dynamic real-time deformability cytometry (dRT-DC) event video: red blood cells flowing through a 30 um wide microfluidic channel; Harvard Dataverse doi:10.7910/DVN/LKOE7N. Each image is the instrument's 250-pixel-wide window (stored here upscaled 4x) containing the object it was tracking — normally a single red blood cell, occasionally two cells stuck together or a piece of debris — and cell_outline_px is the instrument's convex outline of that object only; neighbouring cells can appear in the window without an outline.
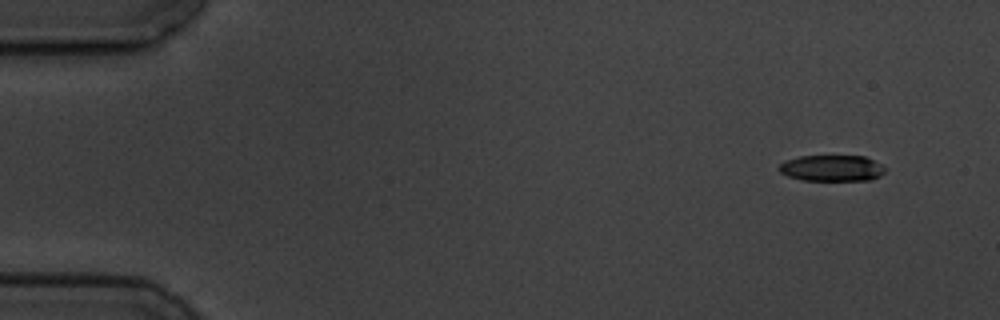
{"species": "common noctule bat (a hibernating species)", "species_latin": "Nyctalus noctula", "temperature_condition": "cold", "stored_images_in_passage": 8, "camera_frame_rate_fps": 3000, "um_per_image_px": 0.085, "animal": {"sex": "male", "body_mass_g": 19.5, "forearm_length_mm": 54.6}, "frame": {"image": 1, "passage_image": 1, "time_ms": 0.0, "image_size_px": [1000, 320], "cell_outline_px": [[884, 172], [880, 176], [872, 180], [804, 180], [788, 176], [780, 172], [780, 164], [784, 160], [800, 156], [864, 156], [880, 164], [884, 168]], "centroid_in_image_um": [70.7, 14.29], "position_along_channel_um": 14.3, "area_um2": 16.01}}
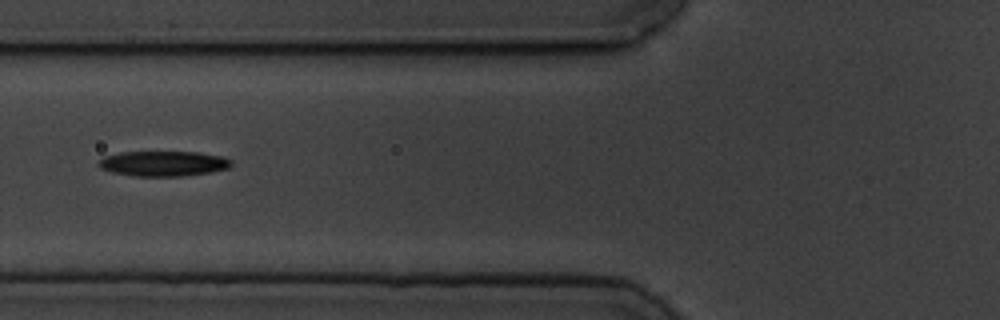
{"frame": {"image": 2, "passage_image": 6, "time_ms": 6.0, "image_size_px": [1000, 320], "cell_outline_px": [[232, 164], [228, 168], [212, 172], [180, 176], [136, 176], [112, 172], [100, 168], [100, 160], [104, 156], [120, 152], [200, 152], [220, 156], [232, 160]], "centroid_in_image_um": [13.91, 13.9], "position_along_channel_um": 111.9, "area_um2": 19.36}}
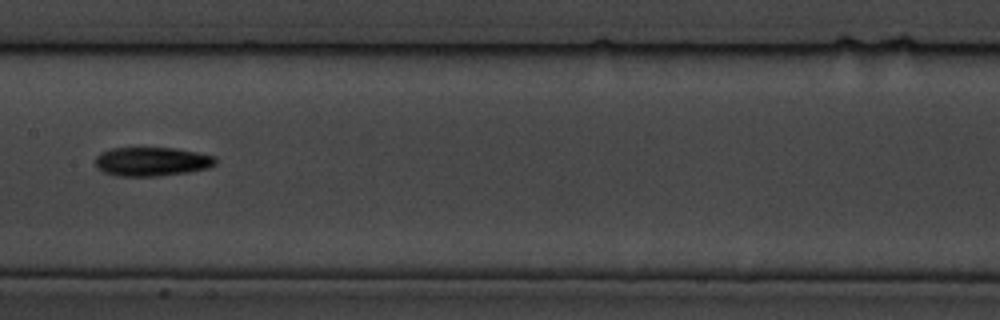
{"frame": {"image": 3, "passage_image": 8, "time_ms": 8.333, "image_size_px": [1000, 320], "cell_outline_px": [[216, 164], [208, 168], [188, 172], [156, 176], [116, 176], [104, 172], [96, 164], [96, 156], [100, 152], [112, 148], [176, 148], [216, 156]], "centroid_in_image_um": [12.92, 13.73], "position_along_channel_um": 194.5, "area_um2": 20.23}}